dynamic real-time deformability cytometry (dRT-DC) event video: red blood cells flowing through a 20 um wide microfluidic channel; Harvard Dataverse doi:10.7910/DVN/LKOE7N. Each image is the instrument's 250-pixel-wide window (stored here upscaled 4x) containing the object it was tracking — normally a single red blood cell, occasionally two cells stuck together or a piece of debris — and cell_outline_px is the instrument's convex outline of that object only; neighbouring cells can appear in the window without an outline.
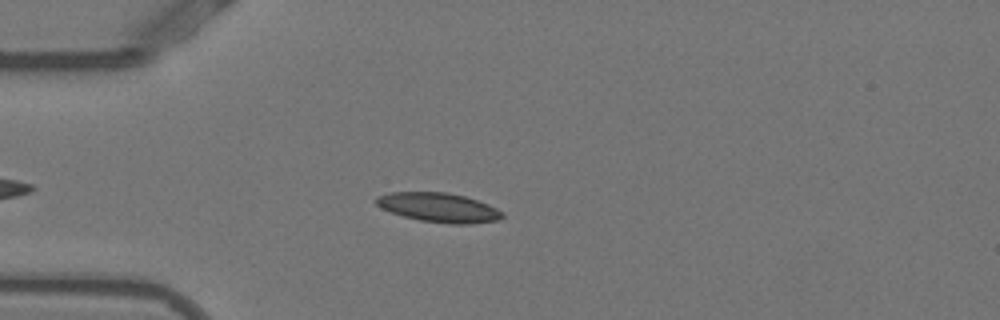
{"species": "Egyptian fruit bat (a non-hibernating species)", "species_latin": "Rousettus aegyptiacus", "temperature_condition": "warm", "stored_images_in_passage": 46, "camera_frame_rate_fps": 3000, "um_per_image_px": 0.085, "animal": {"sex": "female"}, "frame": {"image": 1, "passage_image": 8, "time_ms": 2.333, "image_size_px": [1000, 320], "cell_outline_px": [[504, 216], [496, 220], [472, 224], [452, 224], [420, 220], [404, 216], [380, 208], [376, 204], [376, 196], [388, 192], [448, 192], [464, 196], [488, 204], [504, 212]], "centroid_in_image_um": [37.28, 17.63], "position_along_channel_um": 47.7, "area_um2": 21.5}}
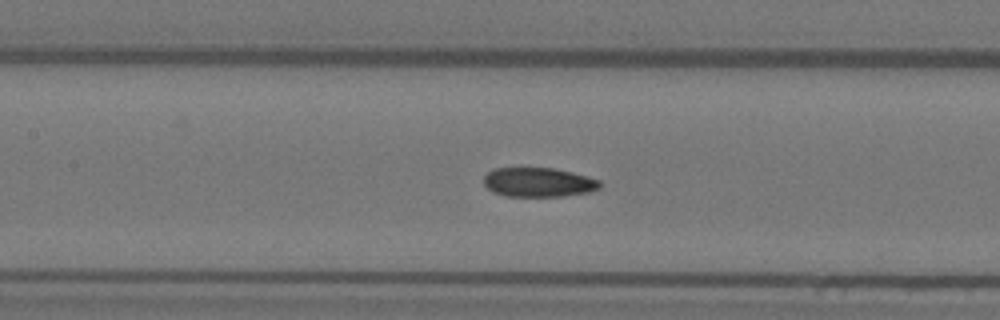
{"frame": {"image": 2, "passage_image": 18, "time_ms": 5.667, "image_size_px": [1000, 320], "cell_outline_px": [[600, 188], [588, 192], [564, 196], [504, 196], [492, 192], [484, 184], [484, 176], [488, 172], [496, 168], [552, 168], [572, 172], [588, 176], [600, 180]], "centroid_in_image_um": [45.77, 15.49], "position_along_channel_um": 161.6, "area_um2": 19.83}}
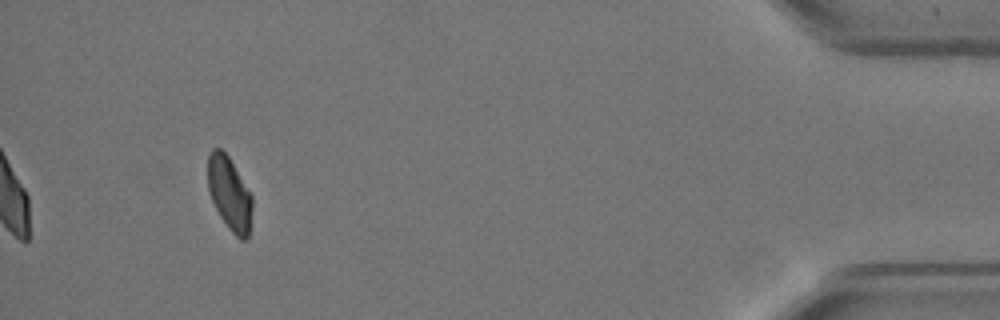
{"frame": {"image": 3, "passage_image": 43, "time_ms": 14.0, "image_size_px": [1000, 320], "cell_outline_px": [[252, 208], [248, 236], [244, 240], [240, 240], [228, 228], [220, 216], [208, 192], [208, 152], [212, 148], [220, 148], [228, 156], [252, 196]], "centroid_in_image_um": [19.49, 16.45], "position_along_channel_um": 415.7, "area_um2": 18.84}, "authors_computed_cell_mechanics": {"area_um2": 20.7213, "velocity_mm_per_s": 3.8614, "shape_relaxation_time_tau1_ms": 6.5115, "shape_relaxation_time_tau2_ms": 1.5176, "deformation_change_tau1": 0.1655, "deformation_change_tau2": 0.0539}}